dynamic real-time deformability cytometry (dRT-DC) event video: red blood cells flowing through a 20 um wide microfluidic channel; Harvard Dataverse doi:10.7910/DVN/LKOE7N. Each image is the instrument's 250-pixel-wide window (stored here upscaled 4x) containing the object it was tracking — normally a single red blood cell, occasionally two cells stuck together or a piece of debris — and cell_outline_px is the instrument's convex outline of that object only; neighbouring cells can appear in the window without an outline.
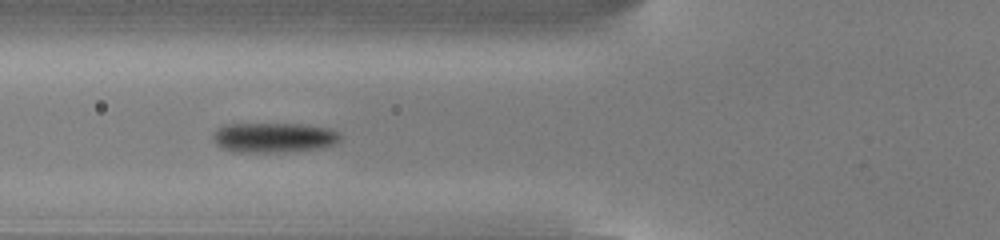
{"species": "common noctule bat (a hibernating species)", "species_latin": "Nyctalus noctula", "temperature_condition": "cold", "stored_images_in_passage": 16, "camera_frame_rate_fps": 3000, "um_per_image_px": 0.085, "animal": {"sex": "male", "body_mass_g": 13.0, "forearm_length_mm": 53.1}, "frame": {"image": 1, "passage_image": 7, "time_ms": 2.0, "image_size_px": [1000, 240], "cell_outline_px": [[340, 140], [332, 144], [320, 148], [280, 152], [232, 152], [216, 144], [212, 136], [216, 128], [224, 124], [304, 124], [328, 128], [340, 132]], "centroid_in_image_um": [23.24, 11.68], "position_along_channel_um": 102.6, "area_um2": 22.2}}
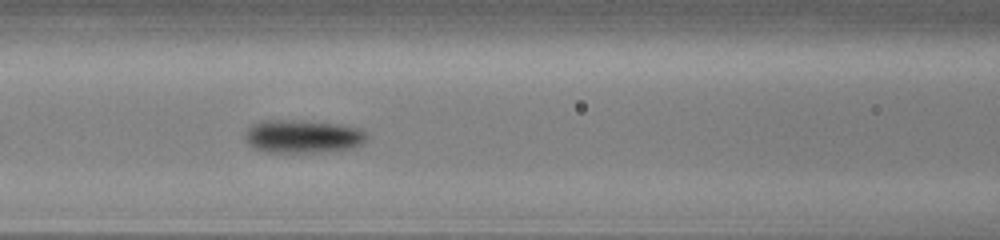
{"frame": {"image": 2, "passage_image": 10, "time_ms": 3.0, "image_size_px": [1000, 240], "cell_outline_px": [[368, 136], [364, 144], [352, 148], [320, 152], [264, 152], [252, 148], [248, 144], [244, 136], [244, 132], [252, 124], [264, 120], [276, 120], [336, 124], [360, 128]], "centroid_in_image_um": [25.71, 11.62], "position_along_channel_um": 140.9, "area_um2": 23.41}}
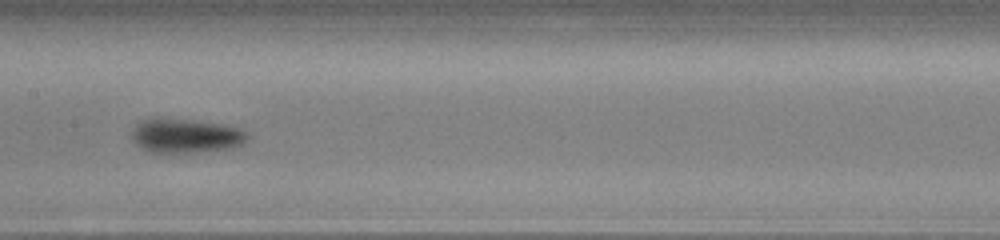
{"frame": {"image": 3, "passage_image": 14, "time_ms": 4.333, "image_size_px": [1000, 240], "cell_outline_px": [[248, 136], [240, 144], [232, 148], [196, 152], [148, 152], [136, 144], [132, 140], [132, 132], [136, 124], [140, 120], [148, 116], [160, 116], [220, 124], [236, 128], [244, 132]], "centroid_in_image_um": [15.66, 11.51], "position_along_channel_um": 191.7, "area_um2": 23.12}}